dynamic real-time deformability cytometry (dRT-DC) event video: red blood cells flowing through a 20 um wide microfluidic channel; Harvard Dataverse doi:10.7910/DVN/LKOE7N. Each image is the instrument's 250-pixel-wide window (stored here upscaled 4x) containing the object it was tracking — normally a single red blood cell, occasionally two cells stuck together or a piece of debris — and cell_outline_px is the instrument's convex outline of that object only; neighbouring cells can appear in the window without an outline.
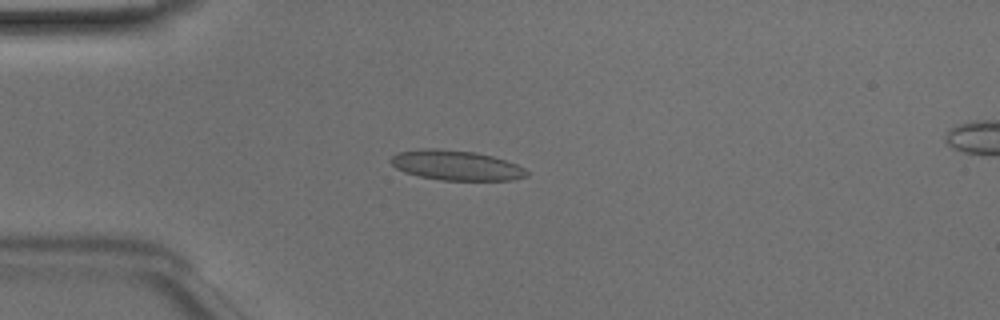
{"species": "Egyptian fruit bat (a non-hibernating species)", "species_latin": "Rousettus aegyptiacus", "temperature_condition": "room temperature", "stored_images_in_passage": 38, "camera_frame_rate_fps": 3000, "um_per_image_px": 0.085, "animal": {"sex": "male"}, "frame": {"image": 1, "passage_image": 2, "time_ms": 0.333, "image_size_px": [1000, 320], "cell_outline_px": [[528, 176], [512, 180], [440, 180], [420, 176], [404, 172], [396, 168], [388, 160], [396, 152], [424, 148], [436, 148], [476, 152], [492, 156], [516, 164], [524, 168], [528, 172]], "centroid_in_image_um": [38.74, 14.05], "position_along_channel_um": 46.3, "area_um2": 23.76}}
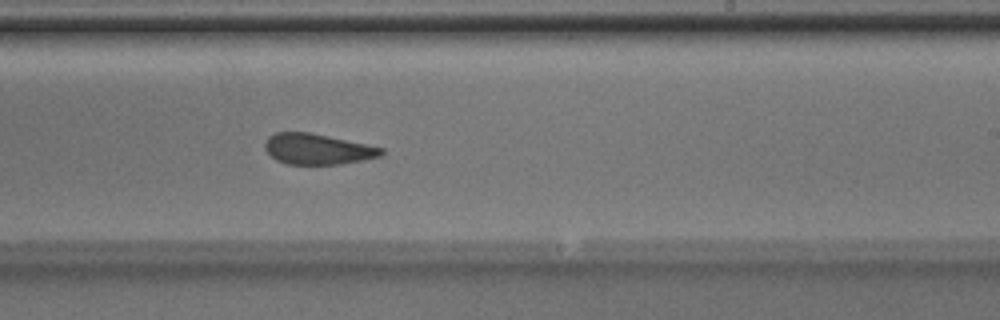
{"frame": {"image": 2, "passage_image": 19, "time_ms": 6.0, "image_size_px": [1000, 320], "cell_outline_px": [[384, 152], [380, 156], [364, 160], [340, 164], [284, 164], [276, 160], [264, 148], [264, 144], [268, 136], [276, 132], [308, 132], [328, 136], [384, 148]], "centroid_in_image_um": [26.96, 12.67], "position_along_channel_um": 262.0, "area_um2": 20.75}}
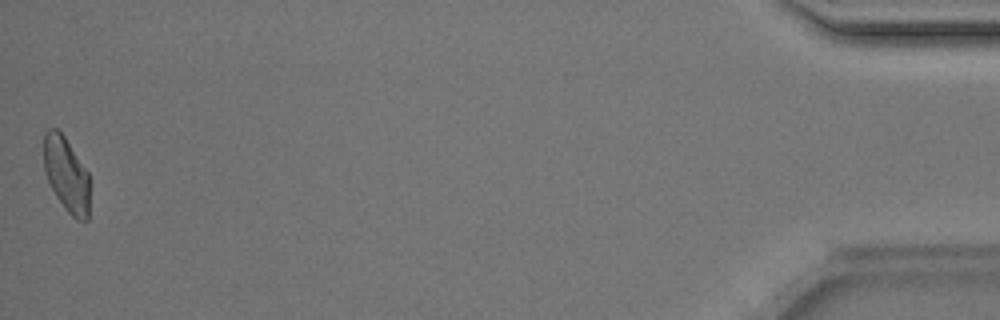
{"frame": {"image": 3, "passage_image": 38, "time_ms": 12.333, "image_size_px": [1000, 320], "cell_outline_px": [[88, 220], [76, 220], [64, 208], [56, 196], [44, 172], [44, 132], [48, 128], [56, 128], [64, 136], [88, 172]], "centroid_in_image_um": [5.62, 14.82], "position_along_channel_um": 429.6, "area_um2": 19.77}, "authors_computed_cell_mechanics": {"area_um2": 21.7328, "velocity_mm_per_s": 4.1262, "shape_relaxation_time_tau1_ms": 9.2282, "shape_relaxation_time_tau2_ms": 2.2444, "deformation_change_tau1": 0.175, "deformation_change_tau2": 0.0891}}